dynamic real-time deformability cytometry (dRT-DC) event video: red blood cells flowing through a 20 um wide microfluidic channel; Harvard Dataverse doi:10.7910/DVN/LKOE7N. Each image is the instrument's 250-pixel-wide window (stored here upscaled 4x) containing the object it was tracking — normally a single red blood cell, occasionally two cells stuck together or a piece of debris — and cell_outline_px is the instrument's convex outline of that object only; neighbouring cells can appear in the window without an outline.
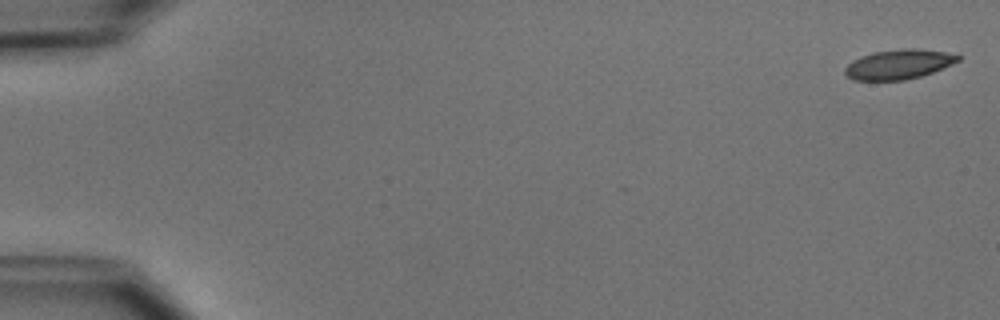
{"species": "common noctule bat (a hibernating species)", "species_latin": "Nyctalus noctula", "temperature_condition": "cold", "stored_images_in_passage": 4, "camera_frame_rate_fps": 3000, "um_per_image_px": 0.085, "animal": {"sex": "male", "body_mass_g": 15.6}, "frame": {"image": 1, "passage_image": 1, "time_ms": 0.0, "image_size_px": [1000, 320], "cell_outline_px": [[960, 60], [952, 64], [932, 72], [920, 76], [904, 80], [852, 80], [844, 72], [844, 68], [852, 60], [872, 52], [904, 48], [916, 48], [944, 52], [960, 56]], "centroid_in_image_um": [76.36, 5.46], "position_along_channel_um": 8.6, "area_um2": 19.42}}